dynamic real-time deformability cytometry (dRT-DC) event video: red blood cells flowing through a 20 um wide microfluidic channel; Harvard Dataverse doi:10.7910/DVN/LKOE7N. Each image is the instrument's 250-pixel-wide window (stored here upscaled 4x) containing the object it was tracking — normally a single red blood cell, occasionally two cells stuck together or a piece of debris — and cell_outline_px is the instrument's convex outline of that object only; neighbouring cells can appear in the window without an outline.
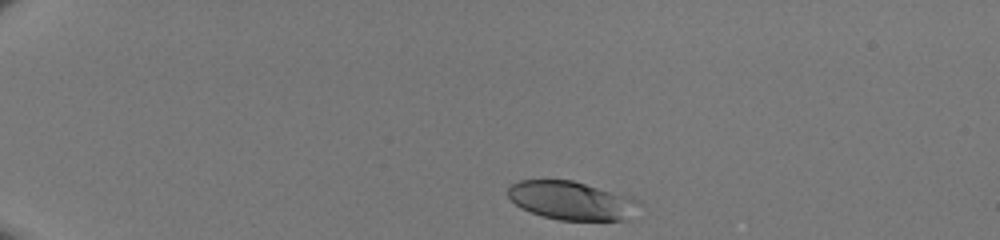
{"species": "human", "species_latin": "Homo sapiens", "temperature_condition": "room temperature", "stored_images_in_passage": 35, "camera_frame_rate_fps": 3000, "um_per_image_px": 0.085, "donor": {"sex": "male"}, "frame": {"image": 1, "passage_image": 1, "time_ms": 0.0, "image_size_px": [1000, 240], "cell_outline_px": [[640, 204], [632, 220], [560, 220], [544, 216], [520, 208], [508, 196], [508, 188], [512, 184], [520, 180], [572, 180], [632, 196], [640, 200]], "centroid_in_image_um": [48.66, 17.05], "position_along_channel_um": 36.3, "area_um2": 29.71}}
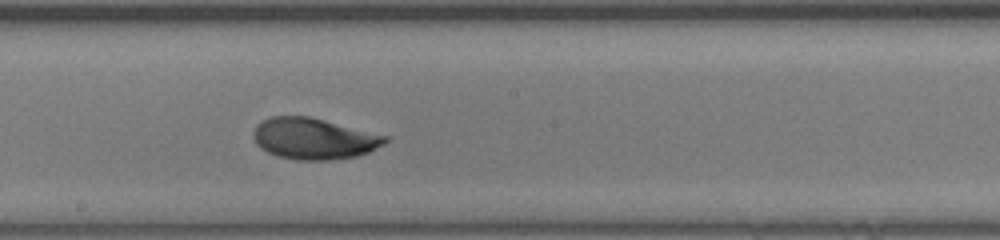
{"frame": {"image": 2, "passage_image": 20, "time_ms": 6.333, "image_size_px": [1000, 240], "cell_outline_px": [[388, 140], [384, 144], [368, 152], [356, 156], [332, 160], [296, 160], [276, 156], [260, 148], [256, 144], [252, 136], [252, 132], [256, 124], [272, 116], [308, 116], [388, 136]], "centroid_in_image_um": [26.63, 11.79], "position_along_channel_um": 221.6, "area_um2": 31.67}}
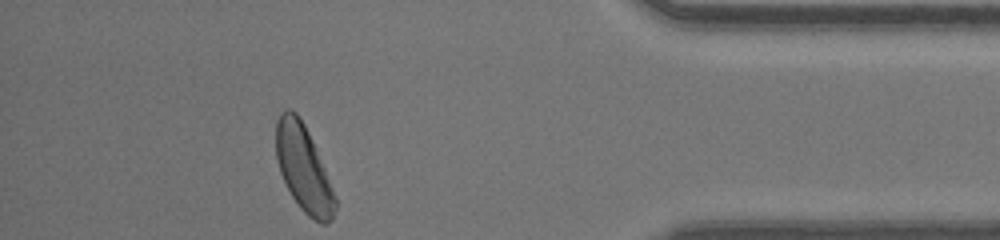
{"frame": {"image": 3, "passage_image": 35, "time_ms": 11.333, "image_size_px": [1000, 240], "cell_outline_px": [[336, 208], [332, 220], [324, 224], [320, 224], [308, 216], [300, 208], [292, 196], [280, 172], [276, 160], [276, 120], [280, 112], [284, 108], [292, 108], [300, 116], [308, 132], [324, 168], [336, 200]], "centroid_in_image_um": [25.77, 14.29], "position_along_channel_um": 409.4, "area_um2": 29.54}}